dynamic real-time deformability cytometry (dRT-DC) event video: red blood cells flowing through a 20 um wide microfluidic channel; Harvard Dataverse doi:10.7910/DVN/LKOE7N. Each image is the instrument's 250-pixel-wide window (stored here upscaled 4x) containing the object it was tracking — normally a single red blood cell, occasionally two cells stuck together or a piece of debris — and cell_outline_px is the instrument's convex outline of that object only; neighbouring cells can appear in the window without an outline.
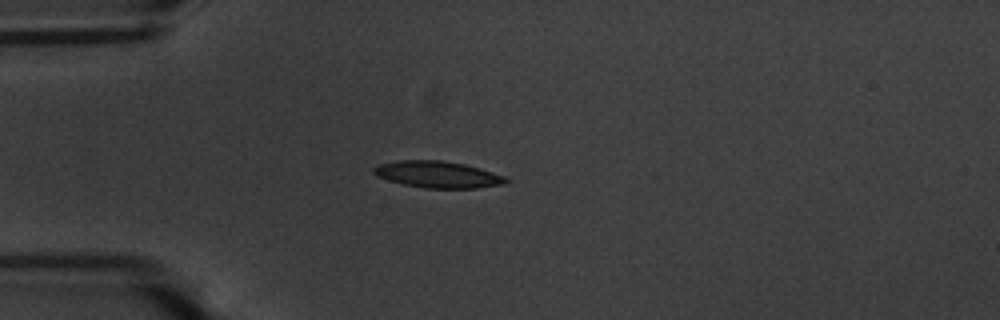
{"species": "common noctule bat (a hibernating species)", "species_latin": "Nyctalus noctula", "temperature_condition": "warm", "stored_images_in_passage": 56, "camera_frame_rate_fps": 3000, "um_per_image_px": 0.085, "animal": {"sex": "male", "body_mass_g": 20.1, "forearm_length_mm": 53.5}, "frame": {"image": 1, "passage_image": 15, "time_ms": 4.667, "image_size_px": [1000, 320], "cell_outline_px": [[512, 180], [504, 184], [476, 188], [424, 188], [404, 184], [388, 180], [376, 176], [372, 172], [372, 168], [376, 164], [396, 160], [440, 160], [464, 164], [480, 168], [504, 176]], "centroid_in_image_um": [37.18, 14.82], "position_along_channel_um": 47.8, "area_um2": 20.69}}
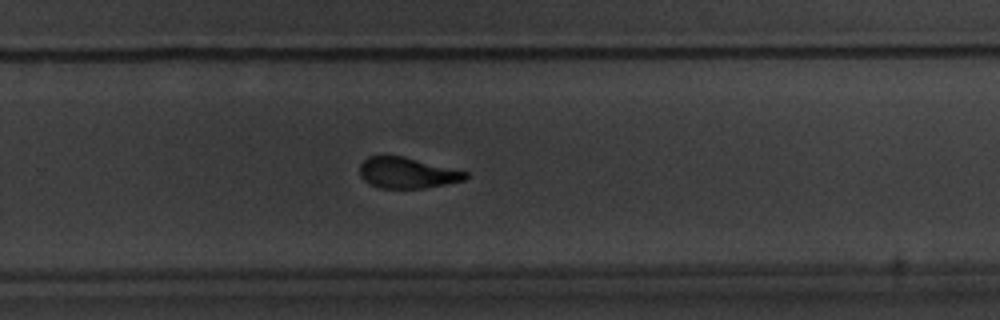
{"frame": {"image": 2, "passage_image": 37, "time_ms": 12.0, "image_size_px": [1000, 320], "cell_outline_px": [[468, 176], [464, 180], [424, 188], [380, 188], [368, 184], [360, 176], [360, 164], [368, 156], [404, 156], [468, 172]], "centroid_in_image_um": [34.58, 14.69], "position_along_channel_um": 295.2, "area_um2": 18.96}}
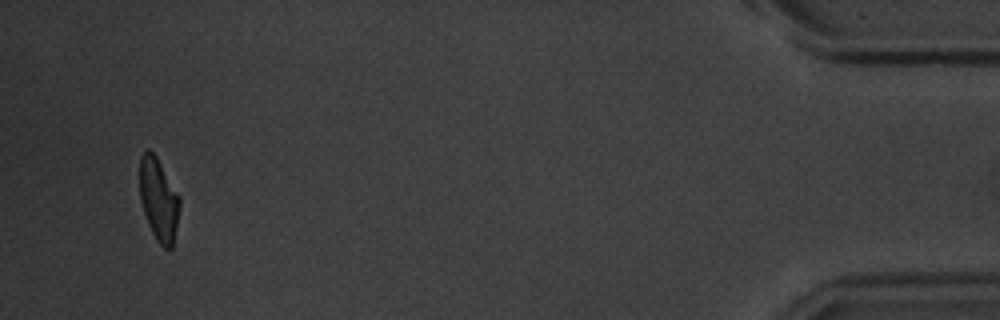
{"frame": {"image": 3, "passage_image": 54, "time_ms": 17.667, "image_size_px": [1000, 320], "cell_outline_px": [[180, 208], [172, 248], [164, 248], [156, 240], [148, 224], [140, 200], [140, 156], [148, 148], [156, 156], [180, 196]], "centroid_in_image_um": [13.49, 16.96], "position_along_channel_um": 421.7, "area_um2": 19.19}, "authors_computed_cell_mechanics": {"area_um2": 20.1144, "velocity_mm_per_s": 3.5825, "shape_relaxation_time_tau1_ms": 2.8431, "shape_relaxation_time_tau2_ms": 1.606, "deformation_change_tau1": 0.1646, "deformation_change_tau2": 0.0953}}